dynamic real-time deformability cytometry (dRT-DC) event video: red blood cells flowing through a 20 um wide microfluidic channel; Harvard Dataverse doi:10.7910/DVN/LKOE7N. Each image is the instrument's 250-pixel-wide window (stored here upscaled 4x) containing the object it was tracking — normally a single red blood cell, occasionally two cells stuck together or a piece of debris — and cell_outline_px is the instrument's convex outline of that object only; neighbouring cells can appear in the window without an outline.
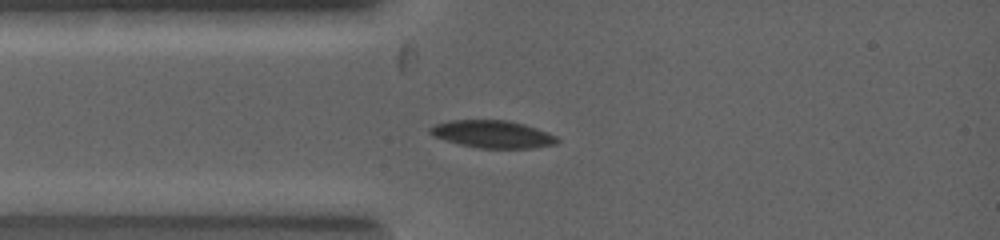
{"species": "common noctule bat (a hibernating species)", "species_latin": "Nyctalus noctula", "temperature_condition": "warm", "stored_images_in_passage": 11, "camera_frame_rate_fps": 5000, "um_per_image_px": 0.085, "animal": {"sex": "female", "body_mass_g": 19.0, "forearm_length_mm": 53.3}, "frame": {"image": 1, "passage_image": 4, "time_ms": 1.4, "image_size_px": [1000, 240], "cell_outline_px": [[560, 140], [556, 144], [532, 148], [480, 148], [460, 144], [432, 136], [428, 132], [428, 128], [436, 124], [448, 120], [508, 120], [524, 124], [548, 132], [556, 136]], "centroid_in_image_um": [41.86, 11.4], "position_along_channel_um": 43.1, "area_um2": 20.4}}
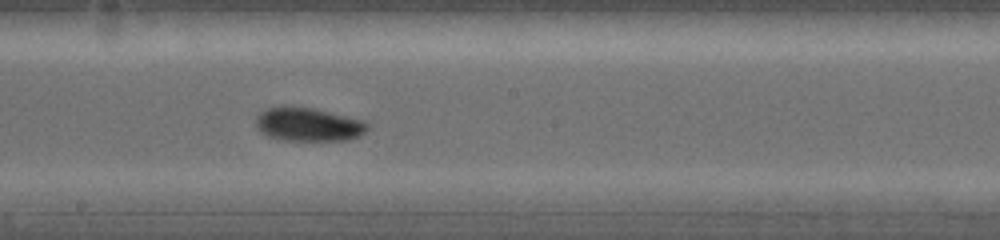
{"frame": {"image": 2, "passage_image": 11, "time_ms": 4.2, "image_size_px": [1000, 240], "cell_outline_px": [[368, 128], [360, 136], [348, 140], [284, 140], [268, 136], [260, 132], [256, 128], [256, 116], [260, 112], [268, 108], [316, 108], [364, 120], [368, 124]], "centroid_in_image_um": [26.24, 10.59], "position_along_channel_um": 222.0, "area_um2": 21.62}}